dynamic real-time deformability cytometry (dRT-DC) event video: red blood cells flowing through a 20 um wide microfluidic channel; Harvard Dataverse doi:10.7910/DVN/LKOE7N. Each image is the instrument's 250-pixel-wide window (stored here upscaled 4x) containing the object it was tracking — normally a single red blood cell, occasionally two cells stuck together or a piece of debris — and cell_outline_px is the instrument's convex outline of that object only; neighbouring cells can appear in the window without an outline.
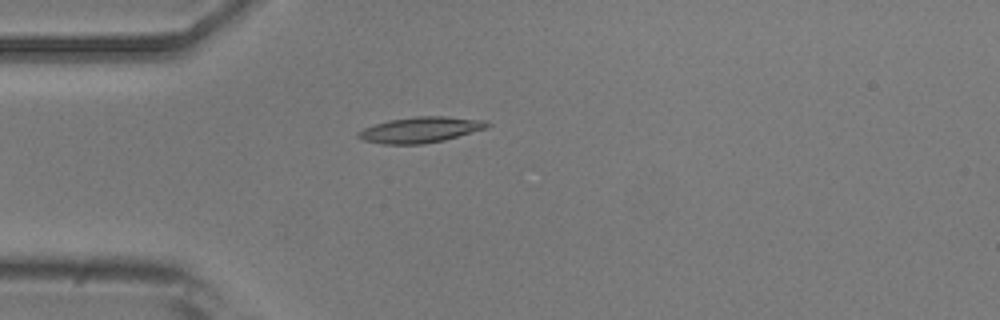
{"species": "common noctule bat (a hibernating species)", "species_latin": "Nyctalus noctula", "temperature_condition": "room temperature", "stored_images_in_passage": 5, "camera_frame_rate_fps": 3000, "um_per_image_px": 0.085, "animal": {"sex": "male", "body_mass_g": 20.5, "forearm_length_mm": 52.5}, "frame": {"image": 1, "passage_image": 5, "time_ms": 4.667, "image_size_px": [1000, 320], "cell_outline_px": [[492, 124], [488, 128], [444, 140], [424, 144], [384, 144], [364, 140], [356, 136], [356, 132], [364, 128], [388, 120], [416, 116], [444, 116], [488, 120]], "centroid_in_image_um": [35.78, 11.02], "position_along_channel_um": 49.2, "area_um2": 19.48}}